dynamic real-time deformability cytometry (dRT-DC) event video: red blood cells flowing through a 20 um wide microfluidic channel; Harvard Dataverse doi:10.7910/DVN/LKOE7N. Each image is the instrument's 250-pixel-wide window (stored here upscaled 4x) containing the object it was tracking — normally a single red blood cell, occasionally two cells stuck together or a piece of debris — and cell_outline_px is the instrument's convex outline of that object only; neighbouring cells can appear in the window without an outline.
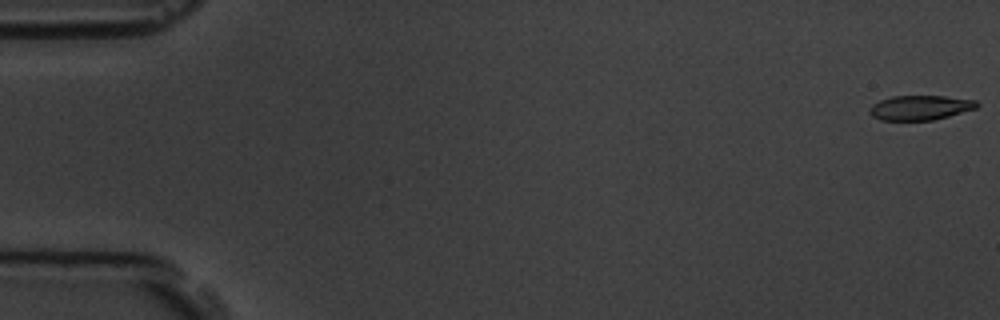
{"species": "common noctule bat (a hibernating species)", "species_latin": "Nyctalus noctula", "temperature_condition": "room temperature", "stored_images_in_passage": 5, "camera_frame_rate_fps": 3000, "um_per_image_px": 0.085, "animal": {"sex": "male", "body_mass_g": 19.5, "forearm_length_mm": 54.6}, "frame": {"image": 1, "passage_image": 1, "time_ms": 0.0, "image_size_px": [1000, 320], "cell_outline_px": [[980, 104], [976, 108], [948, 116], [932, 120], [880, 120], [872, 116], [868, 112], [868, 108], [872, 104], [880, 100], [892, 96], [944, 96], [976, 100]], "centroid_in_image_um": [78.18, 9.15], "position_along_channel_um": 6.8, "area_um2": 15.43}}
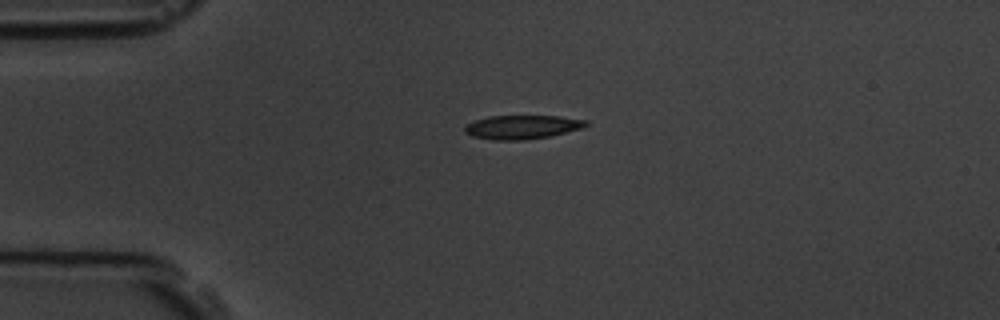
{"frame": {"image": 2, "passage_image": 4, "time_ms": 4.333, "image_size_px": [1000, 320], "cell_outline_px": [[588, 124], [584, 128], [548, 136], [524, 140], [496, 140], [472, 136], [464, 132], [464, 124], [488, 116], [560, 116], [588, 120]], "centroid_in_image_um": [44.38, 10.79], "position_along_channel_um": 40.6, "area_um2": 16.88}}